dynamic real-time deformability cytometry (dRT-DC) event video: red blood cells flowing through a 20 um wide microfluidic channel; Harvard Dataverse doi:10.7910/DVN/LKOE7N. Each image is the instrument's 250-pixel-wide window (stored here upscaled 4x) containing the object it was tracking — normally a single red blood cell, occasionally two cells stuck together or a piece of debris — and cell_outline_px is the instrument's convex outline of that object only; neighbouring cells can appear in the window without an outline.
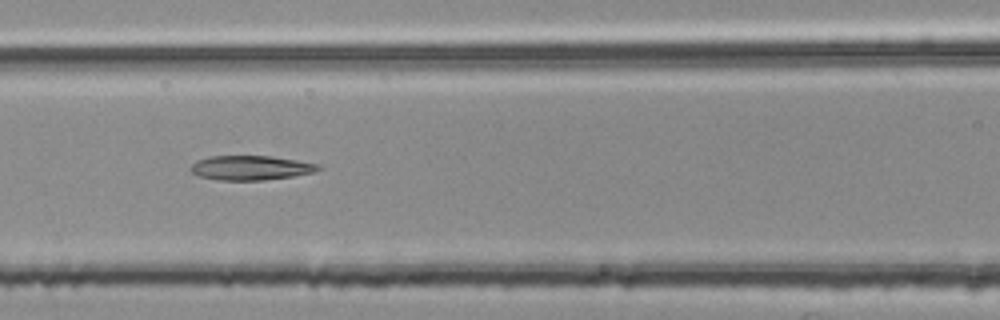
{"species": "common noctule bat (a hibernating species)", "species_latin": "Nyctalus noctula", "temperature_condition": "room temperature", "stored_images_in_passage": 53, "segment_of_instrument_passage": [2, 2], "camera_frame_rate_fps": 3000, "um_per_image_px": 0.085, "animal": {"sex": "female", "body_mass_g": 25.1}, "frame": {"image": 1, "passage_image": 23, "time_ms": 7.333, "image_size_px": [1000, 320], "cell_outline_px": [[320, 168], [316, 172], [292, 176], [264, 180], [216, 180], [200, 176], [192, 172], [188, 168], [196, 160], [208, 156], [272, 156], [320, 164]], "centroid_in_image_um": [21.29, 14.26], "position_along_channel_um": 145.3, "area_um2": 18.26}}
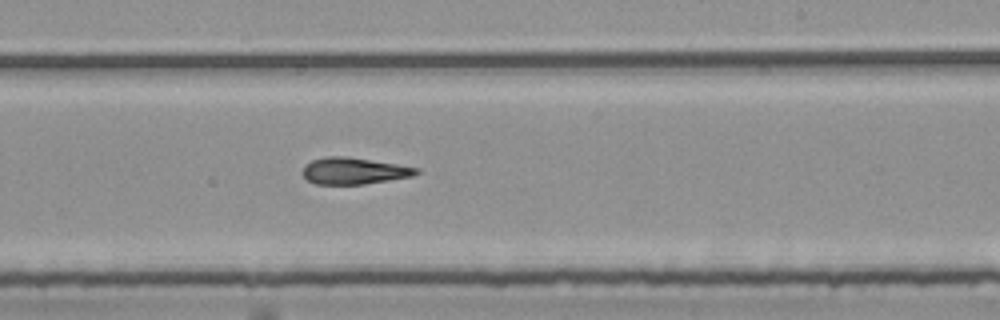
{"frame": {"image": 2, "passage_image": 32, "time_ms": 10.333, "image_size_px": [1000, 320], "cell_outline_px": [[420, 172], [412, 176], [364, 184], [316, 184], [308, 180], [300, 172], [304, 164], [312, 160], [328, 156], [348, 156], [420, 168]], "centroid_in_image_um": [30.05, 14.52], "position_along_channel_um": 259.0, "area_um2": 17.69}}
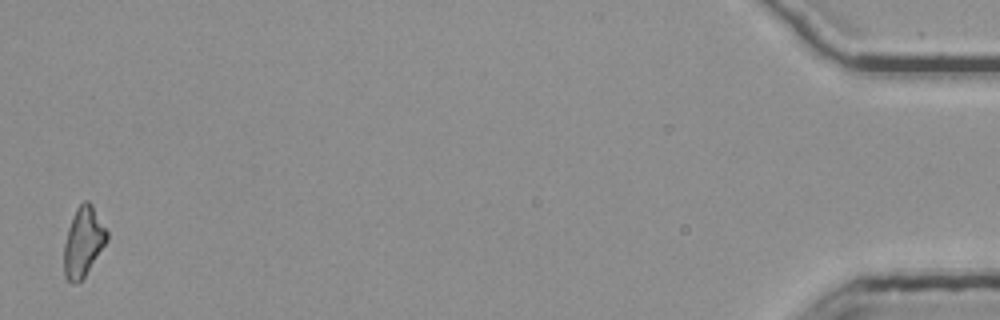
{"frame": {"image": 3, "passage_image": 53, "time_ms": 17.333, "image_size_px": [1000, 320], "cell_outline_px": [[108, 240], [84, 276], [76, 284], [72, 284], [64, 276], [64, 244], [68, 228], [76, 208], [84, 200], [88, 200], [92, 204], [108, 232]], "centroid_in_image_um": [7.08, 20.54], "position_along_channel_um": 428.1, "area_um2": 17.28}}